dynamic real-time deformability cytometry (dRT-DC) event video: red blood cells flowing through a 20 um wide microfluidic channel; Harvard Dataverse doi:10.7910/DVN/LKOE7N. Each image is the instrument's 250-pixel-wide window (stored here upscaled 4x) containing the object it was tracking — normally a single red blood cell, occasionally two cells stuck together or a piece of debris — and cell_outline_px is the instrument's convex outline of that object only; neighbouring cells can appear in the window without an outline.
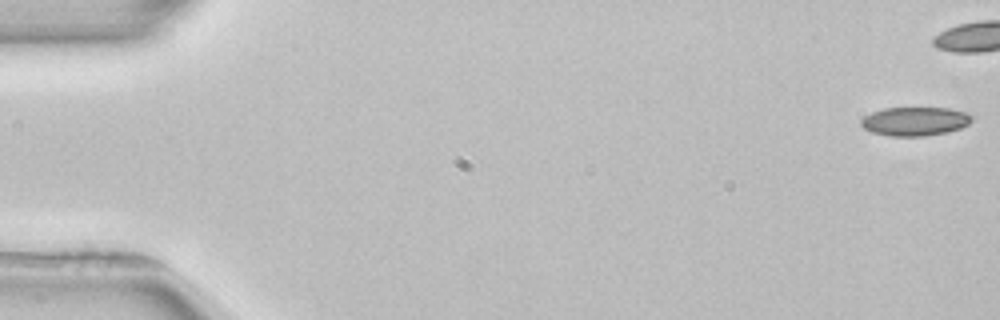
{"species": "common noctule bat (a hibernating species)", "species_latin": "Nyctalus noctula", "temperature_condition": "room temperature", "stored_images_in_passage": 42, "camera_frame_rate_fps": 3000, "um_per_image_px": 0.085, "animal": {"sex": "female", "body_mass_g": 22.7, "forearm_length_mm": 54.2}, "frame": {"image": 1, "passage_image": 1, "time_ms": 0.0, "image_size_px": [1000, 320], "cell_outline_px": [[972, 120], [968, 124], [960, 128], [948, 132], [924, 136], [892, 136], [872, 132], [864, 128], [860, 124], [860, 120], [864, 116], [872, 112], [884, 108], [948, 108], [968, 112], [972, 116]], "centroid_in_image_um": [77.78, 10.31], "position_along_channel_um": 7.2, "area_um2": 18.61}}